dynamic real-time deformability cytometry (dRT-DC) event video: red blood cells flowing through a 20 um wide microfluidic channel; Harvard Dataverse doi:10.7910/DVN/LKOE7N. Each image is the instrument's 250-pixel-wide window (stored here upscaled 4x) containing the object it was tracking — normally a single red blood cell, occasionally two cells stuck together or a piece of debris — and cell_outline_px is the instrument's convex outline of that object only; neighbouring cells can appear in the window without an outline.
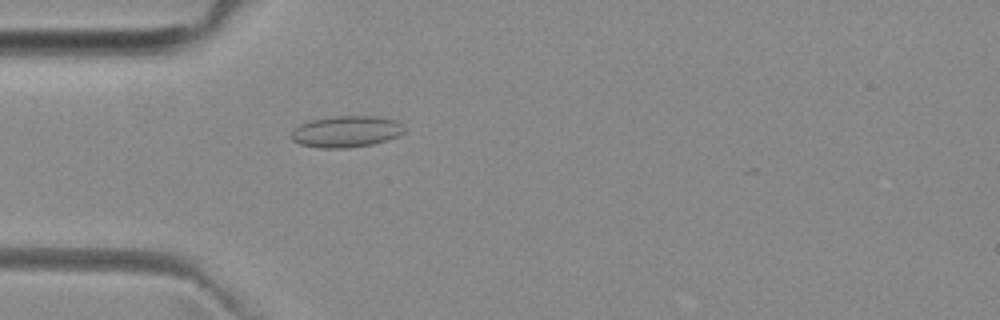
{"species": "common noctule bat (a hibernating species)", "species_latin": "Nyctalus noctula", "temperature_condition": "room temperature", "stored_images_in_passage": 5, "camera_frame_rate_fps": 3000, "um_per_image_px": 0.085, "animal": {"sex": "female", "body_mass_g": 29.2, "forearm_length_mm": 56.3}, "frame": {"image": 1, "passage_image": 5, "time_ms": 4.667, "image_size_px": [1000, 320], "cell_outline_px": [[404, 132], [396, 136], [372, 144], [344, 148], [320, 148], [300, 144], [292, 140], [292, 132], [300, 124], [312, 120], [332, 116], [376, 116], [396, 120], [404, 128]], "centroid_in_image_um": [29.41, 11.18], "position_along_channel_um": 55.6, "area_um2": 20.4}}